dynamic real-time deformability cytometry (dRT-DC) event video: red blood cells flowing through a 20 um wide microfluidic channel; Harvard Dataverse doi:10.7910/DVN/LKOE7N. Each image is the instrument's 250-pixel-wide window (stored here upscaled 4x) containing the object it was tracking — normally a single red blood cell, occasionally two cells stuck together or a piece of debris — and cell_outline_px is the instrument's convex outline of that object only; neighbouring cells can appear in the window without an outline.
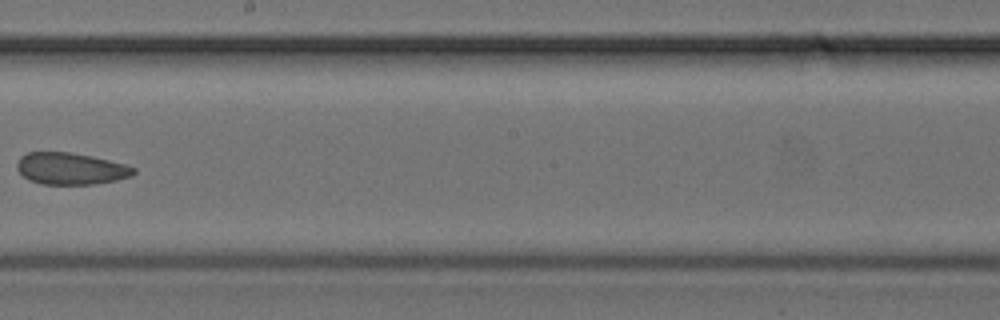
{"species": "common noctule bat (a hibernating species)", "species_latin": "Nyctalus noctula", "temperature_condition": "cold", "stored_images_in_passage": 33, "camera_frame_rate_fps": 3000, "um_per_image_px": 0.085, "animal": {"sex": "female", "body_mass_g": 24.6, "forearm_length_mm": 56.2}, "frame": {"image": 1, "passage_image": 20, "time_ms": 6.333, "image_size_px": [1000, 320], "cell_outline_px": [[136, 172], [132, 176], [116, 180], [92, 184], [40, 184], [28, 180], [16, 168], [16, 164], [20, 156], [28, 152], [68, 152], [92, 156], [124, 164], [136, 168]], "centroid_in_image_um": [5.99, 14.33], "position_along_channel_um": 242.2, "area_um2": 21.62}}
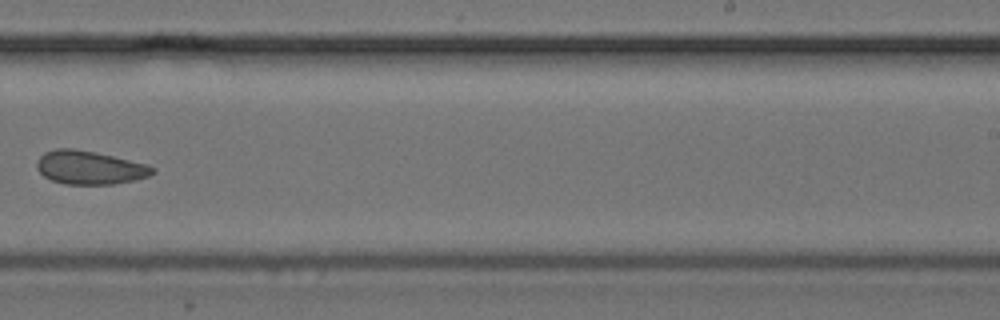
{"frame": {"image": 2, "passage_image": 22, "time_ms": 7.0, "image_size_px": [1000, 320], "cell_outline_px": [[156, 172], [148, 176], [132, 180], [112, 184], [64, 184], [52, 180], [44, 176], [36, 168], [36, 164], [40, 156], [44, 152], [56, 148], [76, 148], [96, 152], [148, 164], [156, 168]], "centroid_in_image_um": [7.62, 14.23], "position_along_channel_um": 281.4, "area_um2": 22.66}}